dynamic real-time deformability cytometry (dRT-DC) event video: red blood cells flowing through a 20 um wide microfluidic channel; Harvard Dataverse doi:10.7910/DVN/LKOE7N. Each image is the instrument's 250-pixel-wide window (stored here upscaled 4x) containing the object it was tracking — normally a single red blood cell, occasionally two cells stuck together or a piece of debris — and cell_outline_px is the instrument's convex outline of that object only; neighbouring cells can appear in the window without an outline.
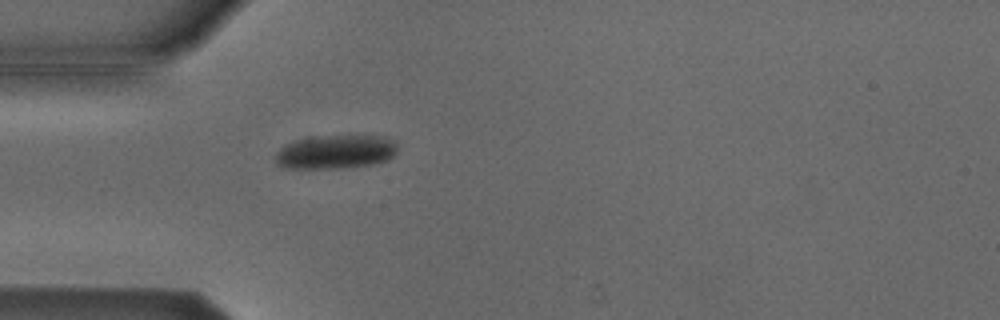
{"species": "Egyptian fruit bat (a non-hibernating species)", "species_latin": "Rousettus aegyptiacus", "temperature_condition": "cold", "stored_images_in_passage": 3, "camera_frame_rate_fps": 3000, "um_per_image_px": 0.085, "animal": {"sex": "male"}, "frame": {"image": 1, "passage_image": 3, "time_ms": 0.667, "image_size_px": [1000, 320], "cell_outline_px": [[396, 152], [388, 160], [368, 164], [336, 168], [288, 168], [276, 164], [276, 152], [284, 144], [296, 140], [312, 136], [348, 132], [388, 136], [396, 140]], "centroid_in_image_um": [28.57, 12.83], "position_along_channel_um": 56.4, "area_um2": 25.09}}